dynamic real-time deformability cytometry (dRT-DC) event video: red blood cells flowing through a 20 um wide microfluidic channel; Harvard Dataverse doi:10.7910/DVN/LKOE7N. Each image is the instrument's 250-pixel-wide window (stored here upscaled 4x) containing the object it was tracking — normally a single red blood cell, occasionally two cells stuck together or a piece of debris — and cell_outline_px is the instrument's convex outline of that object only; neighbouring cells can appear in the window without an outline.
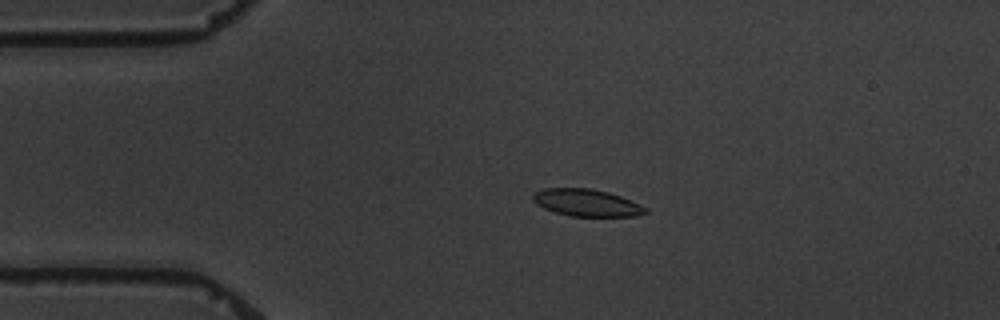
{"species": "common noctule bat (a hibernating species)", "species_latin": "Nyctalus noctula", "temperature_condition": "warm", "stored_images_in_passage": 4, "camera_frame_rate_fps": 3000, "um_per_image_px": 0.085, "animal": {"sex": "male", "body_mass_g": 19.5, "forearm_length_mm": 54.6}, "frame": {"image": 1, "passage_image": 3, "time_ms": 3.333, "image_size_px": [1000, 320], "cell_outline_px": [[648, 212], [632, 216], [572, 216], [556, 212], [544, 208], [536, 204], [532, 200], [532, 196], [536, 192], [544, 188], [588, 188], [608, 192], [620, 196], [640, 204], [648, 208]], "centroid_in_image_um": [49.86, 17.23], "position_along_channel_um": 35.1, "area_um2": 17.63}}